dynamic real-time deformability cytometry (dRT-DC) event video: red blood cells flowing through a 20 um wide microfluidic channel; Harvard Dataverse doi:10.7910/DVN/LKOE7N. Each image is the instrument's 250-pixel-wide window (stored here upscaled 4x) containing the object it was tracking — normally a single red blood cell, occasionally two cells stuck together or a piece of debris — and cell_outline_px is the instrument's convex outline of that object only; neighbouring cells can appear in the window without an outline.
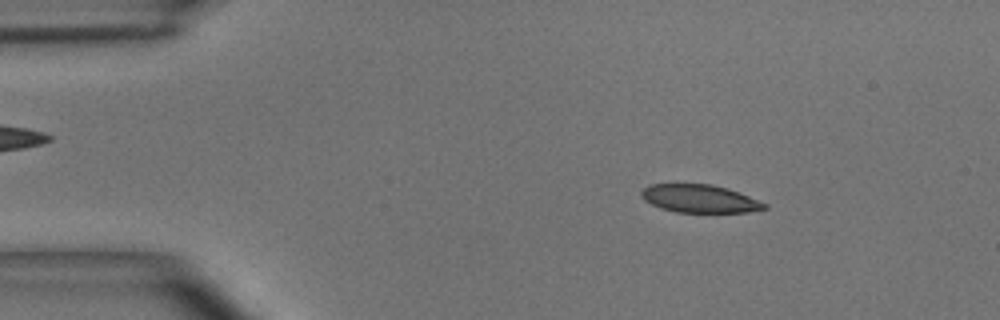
{"species": "common noctule bat (a hibernating species)", "species_latin": "Nyctalus noctula", "temperature_condition": "room temperature", "stored_images_in_passage": 48, "camera_frame_rate_fps": 3000, "um_per_image_px": 0.085, "animal": {"sex": "male", "body_mass_g": 15.6}, "frame": {"image": 1, "passage_image": 6, "time_ms": 1.667, "image_size_px": [1000, 320], "cell_outline_px": [[768, 208], [748, 212], [676, 212], [660, 208], [644, 200], [640, 196], [640, 192], [648, 184], [676, 180], [712, 184], [728, 188], [768, 204]], "centroid_in_image_um": [59.38, 16.82], "position_along_channel_um": 25.6, "area_um2": 21.04}}
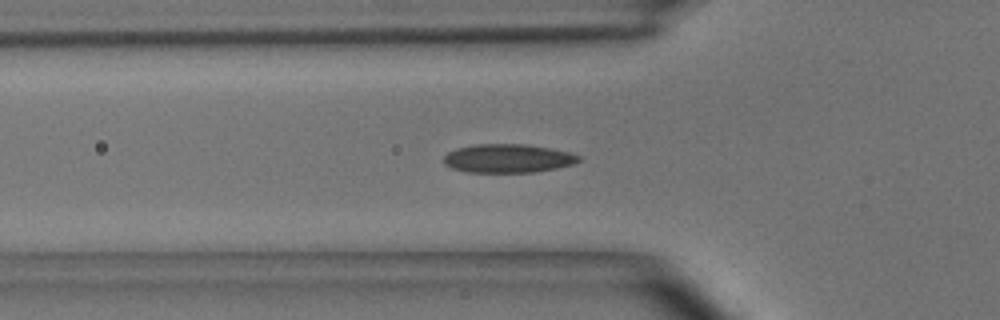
{"frame": {"image": 2, "passage_image": 15, "time_ms": 4.667, "image_size_px": [1000, 320], "cell_outline_px": [[580, 160], [572, 164], [556, 168], [536, 172], [464, 172], [452, 168], [444, 164], [444, 156], [448, 152], [456, 148], [476, 144], [528, 144], [568, 152], [580, 156]], "centroid_in_image_um": [43.14, 13.46], "position_along_channel_um": 82.7, "area_um2": 22.48}}
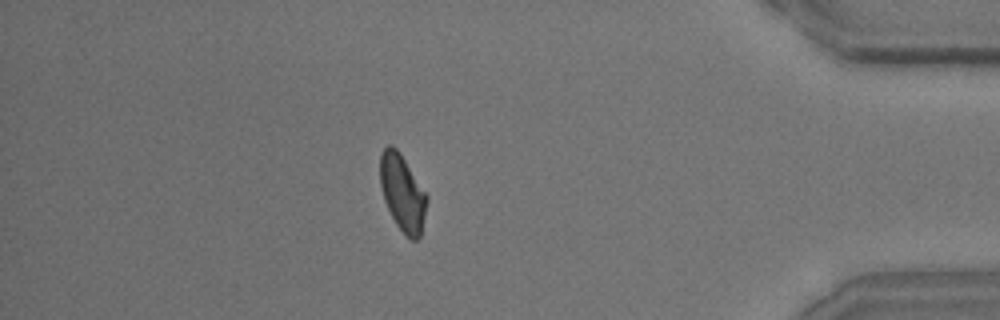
{"frame": {"image": 3, "passage_image": 42, "time_ms": 13.667, "image_size_px": [1000, 320], "cell_outline_px": [[428, 200], [420, 236], [416, 240], [412, 240], [404, 236], [396, 224], [384, 200], [380, 184], [380, 156], [384, 148], [388, 144], [392, 144], [400, 152], [428, 196]], "centroid_in_image_um": [34.21, 16.39], "position_along_channel_um": 401.0, "area_um2": 20.87}, "authors_computed_cell_mechanics": {"area_um2": 21.097, "velocity_mm_per_s": 3.9758, "shape_relaxation_time_tau1_ms": 4.2743, "shape_relaxation_time_tau2_ms": 2.3428, "deformation_change_tau1": 0.1235, "deformation_change_tau2": 0.0707}}